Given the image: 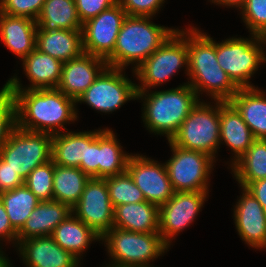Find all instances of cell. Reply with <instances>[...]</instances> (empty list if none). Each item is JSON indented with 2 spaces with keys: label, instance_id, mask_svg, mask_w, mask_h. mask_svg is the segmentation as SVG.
Returning a JSON list of instances; mask_svg holds the SVG:
<instances>
[{
  "label": "cell",
  "instance_id": "obj_45",
  "mask_svg": "<svg viewBox=\"0 0 266 267\" xmlns=\"http://www.w3.org/2000/svg\"><path fill=\"white\" fill-rule=\"evenodd\" d=\"M0 249V267H12L10 260L5 256V253Z\"/></svg>",
  "mask_w": 266,
  "mask_h": 267
},
{
  "label": "cell",
  "instance_id": "obj_44",
  "mask_svg": "<svg viewBox=\"0 0 266 267\" xmlns=\"http://www.w3.org/2000/svg\"><path fill=\"white\" fill-rule=\"evenodd\" d=\"M211 1V3H214V4H216V5H223V6H229V7H236V8H238V9H241L243 6H244V4H245V2H246V0H210Z\"/></svg>",
  "mask_w": 266,
  "mask_h": 267
},
{
  "label": "cell",
  "instance_id": "obj_2",
  "mask_svg": "<svg viewBox=\"0 0 266 267\" xmlns=\"http://www.w3.org/2000/svg\"><path fill=\"white\" fill-rule=\"evenodd\" d=\"M186 42L188 49L186 74L190 79L187 83L198 98L202 92H206L214 101H229L240 88L218 65L215 41L192 26L188 30L186 28Z\"/></svg>",
  "mask_w": 266,
  "mask_h": 267
},
{
  "label": "cell",
  "instance_id": "obj_20",
  "mask_svg": "<svg viewBox=\"0 0 266 267\" xmlns=\"http://www.w3.org/2000/svg\"><path fill=\"white\" fill-rule=\"evenodd\" d=\"M220 144L234 152L230 167L248 150L255 140L240 113L229 101H219Z\"/></svg>",
  "mask_w": 266,
  "mask_h": 267
},
{
  "label": "cell",
  "instance_id": "obj_41",
  "mask_svg": "<svg viewBox=\"0 0 266 267\" xmlns=\"http://www.w3.org/2000/svg\"><path fill=\"white\" fill-rule=\"evenodd\" d=\"M25 180L0 158V192L24 185Z\"/></svg>",
  "mask_w": 266,
  "mask_h": 267
},
{
  "label": "cell",
  "instance_id": "obj_9",
  "mask_svg": "<svg viewBox=\"0 0 266 267\" xmlns=\"http://www.w3.org/2000/svg\"><path fill=\"white\" fill-rule=\"evenodd\" d=\"M0 158L25 180L37 166L52 160V135L15 126L0 150Z\"/></svg>",
  "mask_w": 266,
  "mask_h": 267
},
{
  "label": "cell",
  "instance_id": "obj_7",
  "mask_svg": "<svg viewBox=\"0 0 266 267\" xmlns=\"http://www.w3.org/2000/svg\"><path fill=\"white\" fill-rule=\"evenodd\" d=\"M199 101L171 138L173 145L203 152L215 160L220 145L219 100L214 105Z\"/></svg>",
  "mask_w": 266,
  "mask_h": 267
},
{
  "label": "cell",
  "instance_id": "obj_35",
  "mask_svg": "<svg viewBox=\"0 0 266 267\" xmlns=\"http://www.w3.org/2000/svg\"><path fill=\"white\" fill-rule=\"evenodd\" d=\"M240 11L250 34L266 38V0H246Z\"/></svg>",
  "mask_w": 266,
  "mask_h": 267
},
{
  "label": "cell",
  "instance_id": "obj_5",
  "mask_svg": "<svg viewBox=\"0 0 266 267\" xmlns=\"http://www.w3.org/2000/svg\"><path fill=\"white\" fill-rule=\"evenodd\" d=\"M111 263L106 267H152L149 263L168 251L159 232L140 233L113 227L103 237Z\"/></svg>",
  "mask_w": 266,
  "mask_h": 267
},
{
  "label": "cell",
  "instance_id": "obj_13",
  "mask_svg": "<svg viewBox=\"0 0 266 267\" xmlns=\"http://www.w3.org/2000/svg\"><path fill=\"white\" fill-rule=\"evenodd\" d=\"M126 17L125 10L119 3H116L83 23L84 53L106 60L113 53L118 33Z\"/></svg>",
  "mask_w": 266,
  "mask_h": 267
},
{
  "label": "cell",
  "instance_id": "obj_33",
  "mask_svg": "<svg viewBox=\"0 0 266 267\" xmlns=\"http://www.w3.org/2000/svg\"><path fill=\"white\" fill-rule=\"evenodd\" d=\"M105 180L114 208L119 205L146 201L142 191L135 185L127 171L119 175L106 177Z\"/></svg>",
  "mask_w": 266,
  "mask_h": 267
},
{
  "label": "cell",
  "instance_id": "obj_11",
  "mask_svg": "<svg viewBox=\"0 0 266 267\" xmlns=\"http://www.w3.org/2000/svg\"><path fill=\"white\" fill-rule=\"evenodd\" d=\"M125 69L106 67L76 103H86L91 108L112 113L130 100H137L136 83L123 75Z\"/></svg>",
  "mask_w": 266,
  "mask_h": 267
},
{
  "label": "cell",
  "instance_id": "obj_18",
  "mask_svg": "<svg viewBox=\"0 0 266 267\" xmlns=\"http://www.w3.org/2000/svg\"><path fill=\"white\" fill-rule=\"evenodd\" d=\"M23 69L30 85L23 87L16 76L4 84L9 90L57 88L62 75L63 62L34 49L23 60Z\"/></svg>",
  "mask_w": 266,
  "mask_h": 267
},
{
  "label": "cell",
  "instance_id": "obj_12",
  "mask_svg": "<svg viewBox=\"0 0 266 267\" xmlns=\"http://www.w3.org/2000/svg\"><path fill=\"white\" fill-rule=\"evenodd\" d=\"M72 214L103 237L113 228L114 207L105 178H90Z\"/></svg>",
  "mask_w": 266,
  "mask_h": 267
},
{
  "label": "cell",
  "instance_id": "obj_39",
  "mask_svg": "<svg viewBox=\"0 0 266 267\" xmlns=\"http://www.w3.org/2000/svg\"><path fill=\"white\" fill-rule=\"evenodd\" d=\"M165 0H118L128 16L153 17Z\"/></svg>",
  "mask_w": 266,
  "mask_h": 267
},
{
  "label": "cell",
  "instance_id": "obj_19",
  "mask_svg": "<svg viewBox=\"0 0 266 267\" xmlns=\"http://www.w3.org/2000/svg\"><path fill=\"white\" fill-rule=\"evenodd\" d=\"M16 247L27 267H80V261L51 236L24 239Z\"/></svg>",
  "mask_w": 266,
  "mask_h": 267
},
{
  "label": "cell",
  "instance_id": "obj_30",
  "mask_svg": "<svg viewBox=\"0 0 266 267\" xmlns=\"http://www.w3.org/2000/svg\"><path fill=\"white\" fill-rule=\"evenodd\" d=\"M86 131H65L52 135V161L54 164L81 169L85 161Z\"/></svg>",
  "mask_w": 266,
  "mask_h": 267
},
{
  "label": "cell",
  "instance_id": "obj_8",
  "mask_svg": "<svg viewBox=\"0 0 266 267\" xmlns=\"http://www.w3.org/2000/svg\"><path fill=\"white\" fill-rule=\"evenodd\" d=\"M188 71V49L186 30H177L136 70V78L141 84H136L137 91H147L168 81L171 76L184 67Z\"/></svg>",
  "mask_w": 266,
  "mask_h": 267
},
{
  "label": "cell",
  "instance_id": "obj_15",
  "mask_svg": "<svg viewBox=\"0 0 266 267\" xmlns=\"http://www.w3.org/2000/svg\"><path fill=\"white\" fill-rule=\"evenodd\" d=\"M126 171L150 203L161 206L175 193L165 163H158L144 155L131 154Z\"/></svg>",
  "mask_w": 266,
  "mask_h": 267
},
{
  "label": "cell",
  "instance_id": "obj_40",
  "mask_svg": "<svg viewBox=\"0 0 266 267\" xmlns=\"http://www.w3.org/2000/svg\"><path fill=\"white\" fill-rule=\"evenodd\" d=\"M78 16L83 23L96 17L102 11H105L116 3L118 0H75Z\"/></svg>",
  "mask_w": 266,
  "mask_h": 267
},
{
  "label": "cell",
  "instance_id": "obj_21",
  "mask_svg": "<svg viewBox=\"0 0 266 267\" xmlns=\"http://www.w3.org/2000/svg\"><path fill=\"white\" fill-rule=\"evenodd\" d=\"M71 213V208L59 201H40L18 231V243L24 239L51 236L54 229Z\"/></svg>",
  "mask_w": 266,
  "mask_h": 267
},
{
  "label": "cell",
  "instance_id": "obj_29",
  "mask_svg": "<svg viewBox=\"0 0 266 267\" xmlns=\"http://www.w3.org/2000/svg\"><path fill=\"white\" fill-rule=\"evenodd\" d=\"M231 169L241 188L266 178V139H255Z\"/></svg>",
  "mask_w": 266,
  "mask_h": 267
},
{
  "label": "cell",
  "instance_id": "obj_34",
  "mask_svg": "<svg viewBox=\"0 0 266 267\" xmlns=\"http://www.w3.org/2000/svg\"><path fill=\"white\" fill-rule=\"evenodd\" d=\"M54 162L37 166L25 179V185L40 201L53 200Z\"/></svg>",
  "mask_w": 266,
  "mask_h": 267
},
{
  "label": "cell",
  "instance_id": "obj_28",
  "mask_svg": "<svg viewBox=\"0 0 266 267\" xmlns=\"http://www.w3.org/2000/svg\"><path fill=\"white\" fill-rule=\"evenodd\" d=\"M89 179L80 168L54 164L53 200L72 208L80 200Z\"/></svg>",
  "mask_w": 266,
  "mask_h": 267
},
{
  "label": "cell",
  "instance_id": "obj_3",
  "mask_svg": "<svg viewBox=\"0 0 266 267\" xmlns=\"http://www.w3.org/2000/svg\"><path fill=\"white\" fill-rule=\"evenodd\" d=\"M151 19L127 15L113 53L106 59L108 67L125 69L133 64V71L136 70L177 30L157 25Z\"/></svg>",
  "mask_w": 266,
  "mask_h": 267
},
{
  "label": "cell",
  "instance_id": "obj_6",
  "mask_svg": "<svg viewBox=\"0 0 266 267\" xmlns=\"http://www.w3.org/2000/svg\"><path fill=\"white\" fill-rule=\"evenodd\" d=\"M263 44L266 46V38L252 34L250 39L232 37L215 42L218 65L239 88H255L249 80L266 61Z\"/></svg>",
  "mask_w": 266,
  "mask_h": 267
},
{
  "label": "cell",
  "instance_id": "obj_36",
  "mask_svg": "<svg viewBox=\"0 0 266 267\" xmlns=\"http://www.w3.org/2000/svg\"><path fill=\"white\" fill-rule=\"evenodd\" d=\"M16 126L15 101L12 92L3 85L0 90V150Z\"/></svg>",
  "mask_w": 266,
  "mask_h": 267
},
{
  "label": "cell",
  "instance_id": "obj_4",
  "mask_svg": "<svg viewBox=\"0 0 266 267\" xmlns=\"http://www.w3.org/2000/svg\"><path fill=\"white\" fill-rule=\"evenodd\" d=\"M137 99L144 100L142 118L147 130L166 135L168 141L200 100L188 83L165 91H137Z\"/></svg>",
  "mask_w": 266,
  "mask_h": 267
},
{
  "label": "cell",
  "instance_id": "obj_16",
  "mask_svg": "<svg viewBox=\"0 0 266 267\" xmlns=\"http://www.w3.org/2000/svg\"><path fill=\"white\" fill-rule=\"evenodd\" d=\"M234 206V223L240 238L250 247L266 248V216L264 208L245 188Z\"/></svg>",
  "mask_w": 266,
  "mask_h": 267
},
{
  "label": "cell",
  "instance_id": "obj_27",
  "mask_svg": "<svg viewBox=\"0 0 266 267\" xmlns=\"http://www.w3.org/2000/svg\"><path fill=\"white\" fill-rule=\"evenodd\" d=\"M37 30H82L75 0H45L36 20Z\"/></svg>",
  "mask_w": 266,
  "mask_h": 267
},
{
  "label": "cell",
  "instance_id": "obj_26",
  "mask_svg": "<svg viewBox=\"0 0 266 267\" xmlns=\"http://www.w3.org/2000/svg\"><path fill=\"white\" fill-rule=\"evenodd\" d=\"M51 237L78 260H81L83 252L92 241L102 240L101 236L72 213L54 229Z\"/></svg>",
  "mask_w": 266,
  "mask_h": 267
},
{
  "label": "cell",
  "instance_id": "obj_23",
  "mask_svg": "<svg viewBox=\"0 0 266 267\" xmlns=\"http://www.w3.org/2000/svg\"><path fill=\"white\" fill-rule=\"evenodd\" d=\"M36 49L61 62H68L84 53L82 30H37Z\"/></svg>",
  "mask_w": 266,
  "mask_h": 267
},
{
  "label": "cell",
  "instance_id": "obj_10",
  "mask_svg": "<svg viewBox=\"0 0 266 267\" xmlns=\"http://www.w3.org/2000/svg\"><path fill=\"white\" fill-rule=\"evenodd\" d=\"M165 166L175 192H209V176L216 162L211 156L173 145Z\"/></svg>",
  "mask_w": 266,
  "mask_h": 267
},
{
  "label": "cell",
  "instance_id": "obj_1",
  "mask_svg": "<svg viewBox=\"0 0 266 267\" xmlns=\"http://www.w3.org/2000/svg\"><path fill=\"white\" fill-rule=\"evenodd\" d=\"M15 101L16 126L51 135L68 130L64 125L77 120L76 101L58 88L10 90Z\"/></svg>",
  "mask_w": 266,
  "mask_h": 267
},
{
  "label": "cell",
  "instance_id": "obj_24",
  "mask_svg": "<svg viewBox=\"0 0 266 267\" xmlns=\"http://www.w3.org/2000/svg\"><path fill=\"white\" fill-rule=\"evenodd\" d=\"M113 227L140 233L159 232V206L148 201L116 206Z\"/></svg>",
  "mask_w": 266,
  "mask_h": 267
},
{
  "label": "cell",
  "instance_id": "obj_22",
  "mask_svg": "<svg viewBox=\"0 0 266 267\" xmlns=\"http://www.w3.org/2000/svg\"><path fill=\"white\" fill-rule=\"evenodd\" d=\"M36 21L0 12V40L21 61L36 48Z\"/></svg>",
  "mask_w": 266,
  "mask_h": 267
},
{
  "label": "cell",
  "instance_id": "obj_37",
  "mask_svg": "<svg viewBox=\"0 0 266 267\" xmlns=\"http://www.w3.org/2000/svg\"><path fill=\"white\" fill-rule=\"evenodd\" d=\"M45 0H0V12L9 16L37 20Z\"/></svg>",
  "mask_w": 266,
  "mask_h": 267
},
{
  "label": "cell",
  "instance_id": "obj_31",
  "mask_svg": "<svg viewBox=\"0 0 266 267\" xmlns=\"http://www.w3.org/2000/svg\"><path fill=\"white\" fill-rule=\"evenodd\" d=\"M116 137L111 129H99V178L126 172L131 154L123 151Z\"/></svg>",
  "mask_w": 266,
  "mask_h": 267
},
{
  "label": "cell",
  "instance_id": "obj_32",
  "mask_svg": "<svg viewBox=\"0 0 266 267\" xmlns=\"http://www.w3.org/2000/svg\"><path fill=\"white\" fill-rule=\"evenodd\" d=\"M0 200L5 206L12 227L17 232L40 202L25 184L13 190L0 192Z\"/></svg>",
  "mask_w": 266,
  "mask_h": 267
},
{
  "label": "cell",
  "instance_id": "obj_38",
  "mask_svg": "<svg viewBox=\"0 0 266 267\" xmlns=\"http://www.w3.org/2000/svg\"><path fill=\"white\" fill-rule=\"evenodd\" d=\"M81 170L90 178H99V130L86 131V154Z\"/></svg>",
  "mask_w": 266,
  "mask_h": 267
},
{
  "label": "cell",
  "instance_id": "obj_43",
  "mask_svg": "<svg viewBox=\"0 0 266 267\" xmlns=\"http://www.w3.org/2000/svg\"><path fill=\"white\" fill-rule=\"evenodd\" d=\"M245 189L261 204L266 216V178L251 182Z\"/></svg>",
  "mask_w": 266,
  "mask_h": 267
},
{
  "label": "cell",
  "instance_id": "obj_25",
  "mask_svg": "<svg viewBox=\"0 0 266 267\" xmlns=\"http://www.w3.org/2000/svg\"><path fill=\"white\" fill-rule=\"evenodd\" d=\"M255 88H240L229 102L240 113L255 139H266V95Z\"/></svg>",
  "mask_w": 266,
  "mask_h": 267
},
{
  "label": "cell",
  "instance_id": "obj_42",
  "mask_svg": "<svg viewBox=\"0 0 266 267\" xmlns=\"http://www.w3.org/2000/svg\"><path fill=\"white\" fill-rule=\"evenodd\" d=\"M18 232L12 227L5 206L0 200V241L7 240V242H12L15 244V247L18 244L17 238ZM15 241V242H14Z\"/></svg>",
  "mask_w": 266,
  "mask_h": 267
},
{
  "label": "cell",
  "instance_id": "obj_14",
  "mask_svg": "<svg viewBox=\"0 0 266 267\" xmlns=\"http://www.w3.org/2000/svg\"><path fill=\"white\" fill-rule=\"evenodd\" d=\"M208 193L175 192L165 204L159 206V233L168 247L174 236L194 222L207 201Z\"/></svg>",
  "mask_w": 266,
  "mask_h": 267
},
{
  "label": "cell",
  "instance_id": "obj_17",
  "mask_svg": "<svg viewBox=\"0 0 266 267\" xmlns=\"http://www.w3.org/2000/svg\"><path fill=\"white\" fill-rule=\"evenodd\" d=\"M106 67L105 59L83 53L78 58L63 63L57 88L77 101Z\"/></svg>",
  "mask_w": 266,
  "mask_h": 267
}]
</instances>
